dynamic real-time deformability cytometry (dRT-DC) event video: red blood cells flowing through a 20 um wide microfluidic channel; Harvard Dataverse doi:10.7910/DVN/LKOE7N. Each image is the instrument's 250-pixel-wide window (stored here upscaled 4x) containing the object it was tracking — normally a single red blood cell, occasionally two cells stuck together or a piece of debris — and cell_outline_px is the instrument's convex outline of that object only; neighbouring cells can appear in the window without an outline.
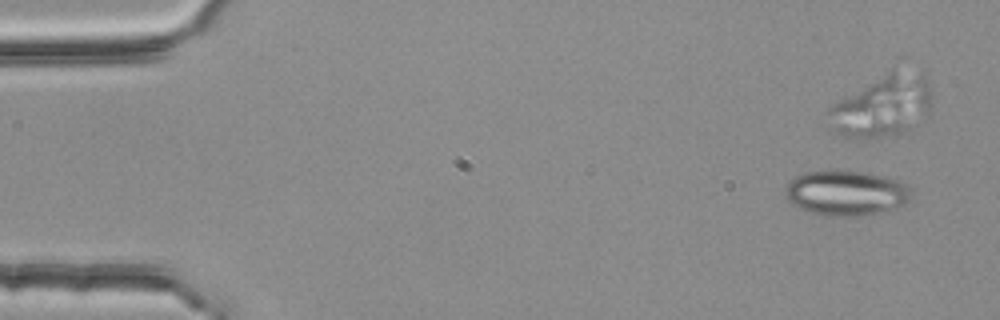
{"species": "common noctule bat (a hibernating species)", "species_latin": "Nyctalus noctula", "temperature_condition": "room temperature", "stored_images_in_passage": 4, "camera_frame_rate_fps": 3000, "um_per_image_px": 0.085, "animal": {"sex": "female", "body_mass_g": 25.1}, "frame": {"image": 1, "passage_image": 2, "time_ms": 0.333, "image_size_px": [1000, 320], "cell_outline_px": [[912, 192], [908, 200], [904, 204], [892, 208], [860, 216], [824, 216], [800, 208], [792, 204], [784, 196], [784, 188], [796, 176], [808, 172], [864, 172], [888, 176], [904, 184]], "centroid_in_image_um": [71.89, 16.42], "position_along_channel_um": 13.1, "area_um2": 32.48}}